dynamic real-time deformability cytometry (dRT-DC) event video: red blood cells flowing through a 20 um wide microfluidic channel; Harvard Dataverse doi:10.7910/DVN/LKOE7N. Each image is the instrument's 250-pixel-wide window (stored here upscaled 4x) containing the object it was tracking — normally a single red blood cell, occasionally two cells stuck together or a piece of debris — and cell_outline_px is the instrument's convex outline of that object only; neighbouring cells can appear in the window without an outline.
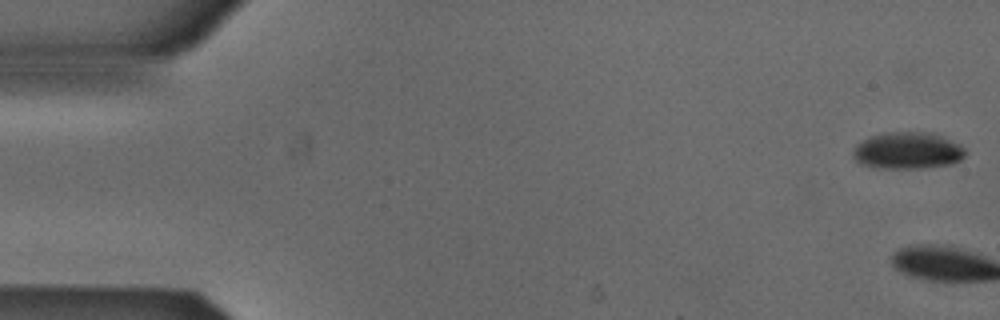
{"species": "Egyptian fruit bat (a non-hibernating species)", "species_latin": "Rousettus aegyptiacus", "temperature_condition": "cold", "stored_images_in_passage": 2, "camera_frame_rate_fps": 3000, "um_per_image_px": 0.085, "animal": {"sex": "male"}, "frame": {"image": 1, "passage_image": 1, "time_ms": 0.0, "image_size_px": [1000, 320], "cell_outline_px": [[968, 152], [960, 160], [952, 164], [924, 168], [876, 168], [860, 164], [852, 156], [852, 152], [856, 144], [872, 136], [892, 132], [912, 132], [940, 136], [960, 144]], "centroid_in_image_um": [77.14, 12.83], "position_along_channel_um": 7.9, "area_um2": 23.87}}